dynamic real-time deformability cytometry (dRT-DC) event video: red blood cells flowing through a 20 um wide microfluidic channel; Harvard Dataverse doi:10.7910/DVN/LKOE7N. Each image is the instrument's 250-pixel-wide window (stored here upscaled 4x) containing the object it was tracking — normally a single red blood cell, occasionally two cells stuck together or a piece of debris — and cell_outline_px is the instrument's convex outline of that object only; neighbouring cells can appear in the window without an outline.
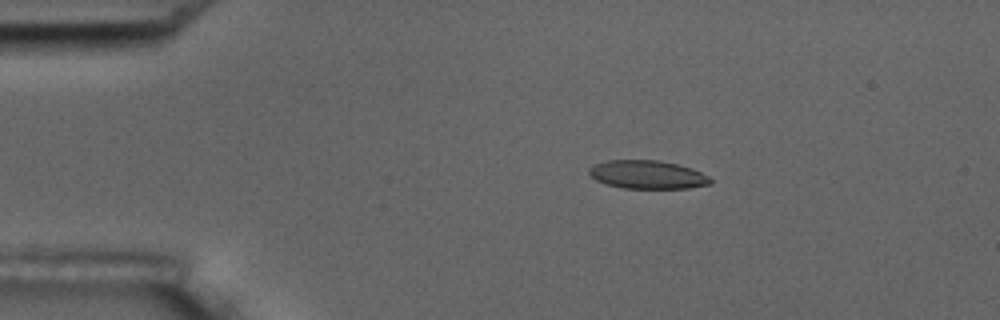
{"species": "common noctule bat (a hibernating species)", "species_latin": "Nyctalus noctula", "temperature_condition": "room temperature", "stored_images_in_passage": 14, "camera_frame_rate_fps": 3000, "um_per_image_px": 0.085, "animal": {"sex": "male", "body_mass_g": 17.5, "forearm_length_mm": 52.3}, "frame": {"image": 1, "passage_image": 3, "time_ms": 2.333, "image_size_px": [1000, 320], "cell_outline_px": [[712, 184], [688, 188], [624, 188], [608, 184], [596, 180], [588, 172], [588, 168], [604, 160], [660, 160], [692, 168], [708, 176], [712, 180]], "centroid_in_image_um": [55.04, 14.84], "position_along_channel_um": 30.0, "area_um2": 20.0}}
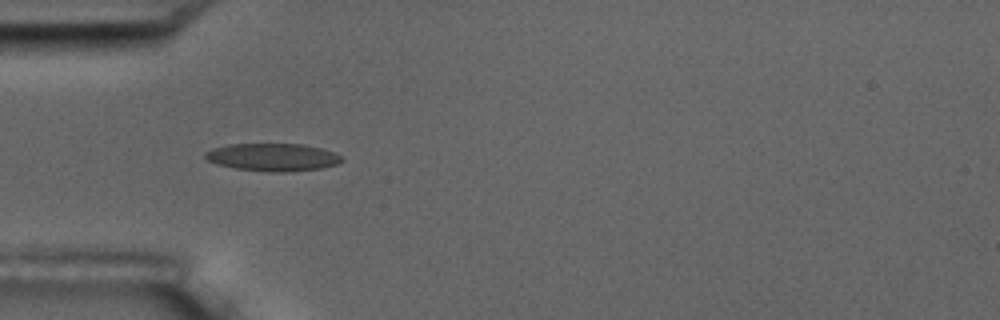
{"frame": {"image": 2, "passage_image": 5, "time_ms": 4.667, "image_size_px": [1000, 320], "cell_outline_px": [[344, 160], [336, 164], [320, 168], [284, 172], [268, 172], [232, 168], [216, 164], [208, 160], [204, 156], [204, 152], [212, 148], [228, 144], [304, 144], [320, 148], [344, 156]], "centroid_in_image_um": [23.15, 13.36], "position_along_channel_um": 61.8, "area_um2": 22.14}}
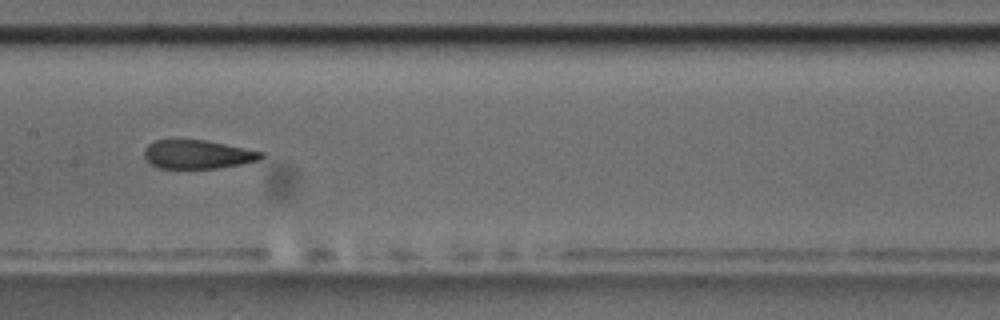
{"frame": {"image": 3, "passage_image": 8, "time_ms": 8.333, "image_size_px": [1000, 320], "cell_outline_px": [[264, 156], [260, 160], [240, 164], [216, 168], [156, 168], [144, 156], [144, 148], [148, 144], [156, 140], [204, 140], [264, 152]], "centroid_in_image_um": [16.79, 13.12], "position_along_channel_um": 190.6, "area_um2": 19.36}, "authors_computed_cell_mechanics": {"area_um2": 20.6057, "velocity_mm_per_s": 3.5593, "shape_relaxation_time_tau1_ms": 6.8994, "shape_relaxation_time_tau2_ms": 1.8389, "deformation_change_tau1": 0.151, "deformation_change_tau2": 0.0814}}